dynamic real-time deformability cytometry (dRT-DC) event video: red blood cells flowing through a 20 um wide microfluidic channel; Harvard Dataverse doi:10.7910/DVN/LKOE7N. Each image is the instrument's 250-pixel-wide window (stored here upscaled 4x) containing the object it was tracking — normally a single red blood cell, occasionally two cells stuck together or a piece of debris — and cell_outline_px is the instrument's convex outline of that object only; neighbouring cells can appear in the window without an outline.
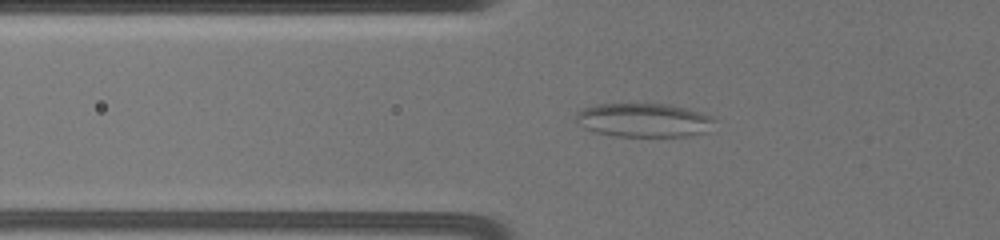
{"species": "common noctule bat (a hibernating species)", "species_latin": "Nyctalus noctula", "temperature_condition": "warm", "stored_images_in_passage": 24, "camera_frame_rate_fps": 3000, "um_per_image_px": 0.085, "animal": {"sex": "female", "body_mass_g": 19.5, "forearm_length_mm": 54.1}, "frame": {"image": 1, "passage_image": 3, "time_ms": 1.333, "image_size_px": [1000, 240], "cell_outline_px": [[716, 120], [708, 132], [688, 136], [612, 136], [596, 132], [584, 128], [576, 124], [576, 112], [584, 108], [600, 104], [668, 104], [688, 108], [712, 116]], "centroid_in_image_um": [54.74, 10.22], "position_along_channel_um": 71.1, "area_um2": 27.51}}
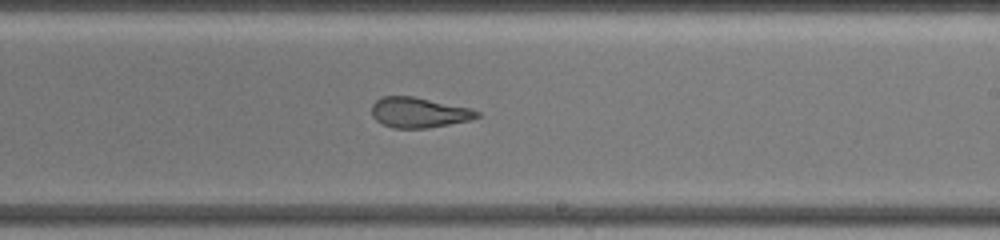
{"frame": {"image": 2, "passage_image": 12, "time_ms": 6.667, "image_size_px": [1000, 240], "cell_outline_px": [[480, 116], [468, 120], [428, 128], [392, 128], [376, 120], [372, 116], [372, 104], [376, 100], [384, 96], [412, 96], [472, 108], [480, 112]], "centroid_in_image_um": [35.6, 9.56], "position_along_channel_um": 253.4, "area_um2": 18.5}}
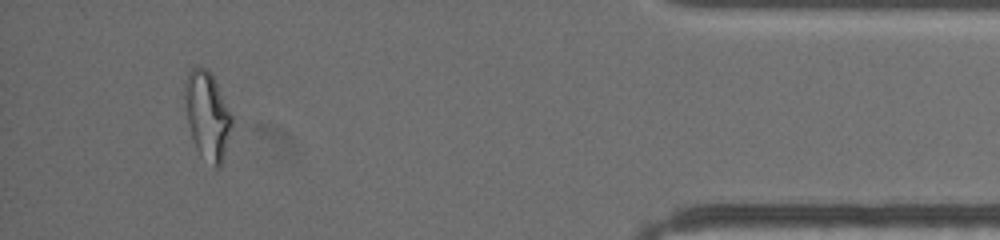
{"frame": {"image": 3, "passage_image": 22, "time_ms": 12.667, "image_size_px": [1000, 240], "cell_outline_px": [[232, 124], [224, 160], [220, 168], [216, 168], [200, 156], [196, 148], [192, 136], [188, 120], [184, 96], [184, 80], [188, 72], [192, 68], [208, 68], [232, 116]], "centroid_in_image_um": [17.62, 9.85], "position_along_channel_um": 417.6, "area_um2": 23.81}, "authors_computed_cell_mechanics": {"area_um2": 20.6346, "velocity_mm_per_s": 3.511, "shape_relaxation_time_tau1_ms": null, "shape_relaxation_time_tau2_ms": 1.7711, "deformation_change_tau1": null, "deformation_change_tau2": 0.106}}